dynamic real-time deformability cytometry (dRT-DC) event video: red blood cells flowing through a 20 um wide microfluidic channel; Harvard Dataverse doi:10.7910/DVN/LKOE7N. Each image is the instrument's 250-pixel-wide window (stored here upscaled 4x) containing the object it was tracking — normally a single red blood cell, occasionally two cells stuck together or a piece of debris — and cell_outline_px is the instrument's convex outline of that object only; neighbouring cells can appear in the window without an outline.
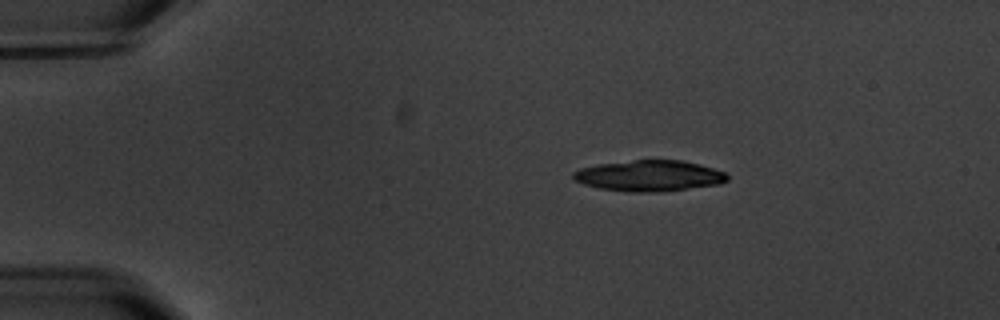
{"species": "common noctule bat (a hibernating species)", "species_latin": "Nyctalus noctula", "temperature_condition": "warm", "stored_images_in_passage": 3, "camera_frame_rate_fps": 3000, "um_per_image_px": 0.085, "animal": {"sex": "male", "body_mass_g": 20.1, "forearm_length_mm": 53.5}, "frame": {"image": 1, "passage_image": 1, "time_ms": 0.0, "image_size_px": [1000, 320], "cell_outline_px": [[728, 180], [720, 184], [656, 192], [628, 192], [600, 188], [584, 184], [576, 180], [572, 176], [572, 172], [580, 168], [596, 164], [632, 160], [680, 160], [700, 164], [724, 172], [728, 176]], "centroid_in_image_um": [55.16, 14.93], "position_along_channel_um": 29.8, "area_um2": 27.69}}